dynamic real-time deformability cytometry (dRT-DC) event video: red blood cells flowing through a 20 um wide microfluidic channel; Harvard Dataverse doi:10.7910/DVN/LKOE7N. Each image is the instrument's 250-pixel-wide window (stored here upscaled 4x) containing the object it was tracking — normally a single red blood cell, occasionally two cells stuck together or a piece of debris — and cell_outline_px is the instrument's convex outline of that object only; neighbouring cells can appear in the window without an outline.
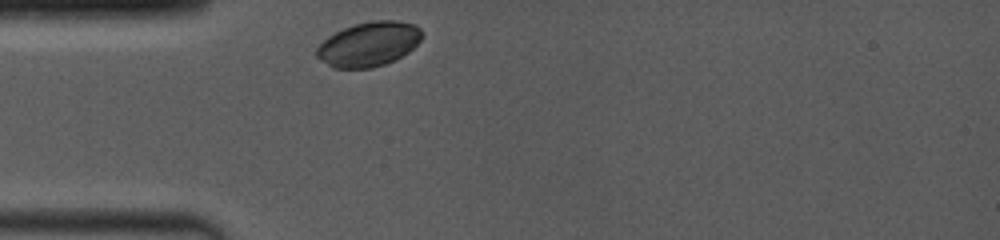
{"species": "common noctule bat (a hibernating species)", "species_latin": "Nyctalus noctula", "temperature_condition": "room temperature", "stored_images_in_passage": 18, "camera_frame_rate_fps": 4000, "um_per_image_px": 0.085, "animal": {"sex": "female", "body_mass_g": 19.0, "forearm_length_mm": 53.3}, "frame": {"image": 1, "passage_image": 1, "time_ms": 0.0, "image_size_px": [1000, 240], "cell_outline_px": [[424, 36], [408, 52], [396, 60], [372, 68], [332, 68], [316, 56], [316, 48], [328, 36], [344, 28], [356, 24], [376, 20], [396, 20], [412, 24], [420, 28]], "centroid_in_image_um": [31.35, 3.76], "position_along_channel_um": 53.6, "area_um2": 27.22}}
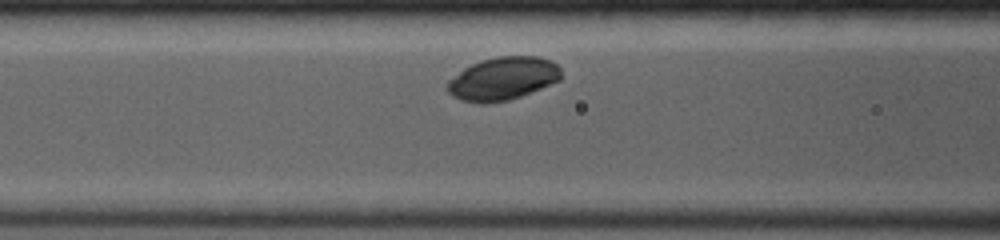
{"frame": {"image": 2, "passage_image": 6, "time_ms": 2.0, "image_size_px": [1000, 240], "cell_outline_px": [[560, 80], [532, 92], [508, 100], [484, 104], [480, 104], [460, 100], [452, 96], [444, 88], [444, 84], [448, 80], [464, 68], [480, 60], [500, 56], [536, 56], [548, 60], [556, 64], [560, 68]], "centroid_in_image_um": [42.68, 6.7], "position_along_channel_um": 123.9, "area_um2": 28.67}}
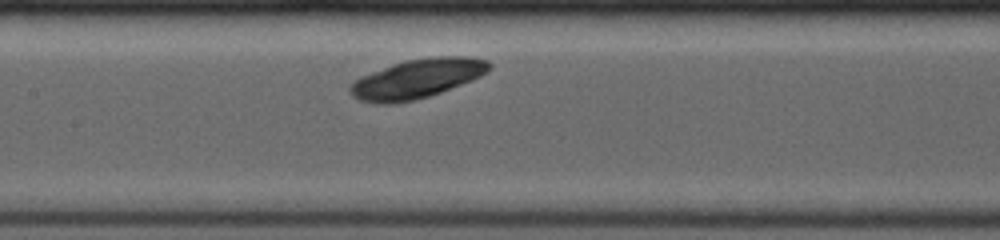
{"frame": {"image": 3, "passage_image": 11, "time_ms": 3.25, "image_size_px": [1000, 240], "cell_outline_px": [[492, 68], [488, 72], [480, 76], [440, 92], [416, 100], [396, 104], [376, 104], [360, 100], [352, 96], [348, 92], [348, 88], [360, 76], [408, 60], [436, 56], [464, 56], [484, 60], [492, 64]], "centroid_in_image_um": [35.43, 6.71], "position_along_channel_um": 172.0, "area_um2": 31.44}}